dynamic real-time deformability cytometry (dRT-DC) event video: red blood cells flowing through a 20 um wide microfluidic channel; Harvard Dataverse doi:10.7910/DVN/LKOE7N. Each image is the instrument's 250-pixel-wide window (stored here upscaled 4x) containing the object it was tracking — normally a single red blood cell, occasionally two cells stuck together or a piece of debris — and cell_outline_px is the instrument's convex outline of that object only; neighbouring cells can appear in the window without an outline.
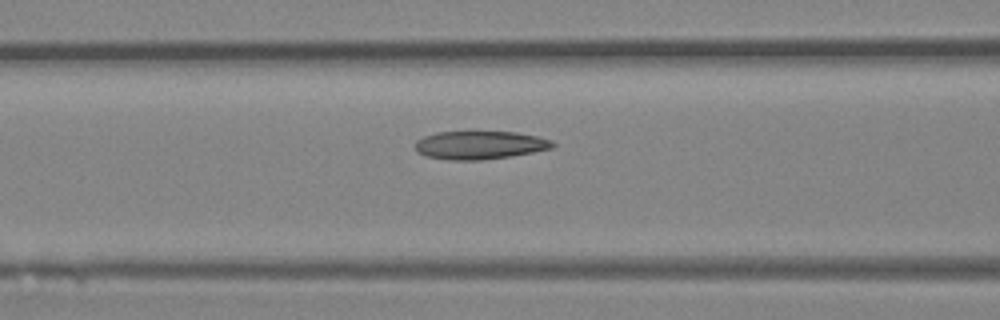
{"species": "Egyptian fruit bat (a non-hibernating species)", "species_latin": "Rousettus aegyptiacus", "temperature_condition": "room temperature", "stored_images_in_passage": 15, "camera_frame_rate_fps": 3000, "um_per_image_px": 0.085, "animal": {"sex": "female"}, "frame": {"image": 1, "passage_image": 13, "time_ms": 4.0, "image_size_px": [1000, 320], "cell_outline_px": [[556, 144], [552, 148], [532, 152], [484, 160], [452, 160], [428, 156], [416, 152], [416, 140], [424, 136], [436, 132], [516, 132], [536, 136], [552, 140]], "centroid_in_image_um": [40.78, 12.33], "position_along_channel_um": 125.8, "area_um2": 22.43}}